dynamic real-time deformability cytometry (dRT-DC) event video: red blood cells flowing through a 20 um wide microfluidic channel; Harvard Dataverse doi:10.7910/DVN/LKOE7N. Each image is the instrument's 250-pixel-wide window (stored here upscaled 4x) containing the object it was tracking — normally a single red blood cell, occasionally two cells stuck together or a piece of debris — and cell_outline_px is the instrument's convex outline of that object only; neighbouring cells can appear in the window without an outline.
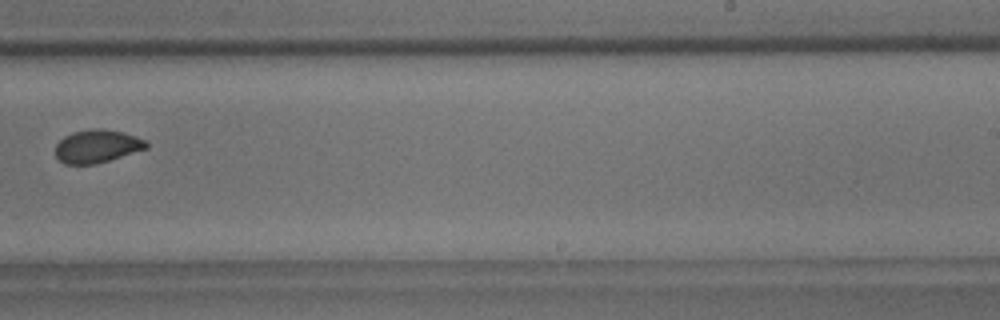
{"species": "common noctule bat (a hibernating species)", "species_latin": "Nyctalus noctula", "temperature_condition": "room temperature", "stored_images_in_passage": 11, "camera_frame_rate_fps": 3000, "um_per_image_px": 0.085, "animal": {"sex": "male", "body_mass_g": 18.8}, "frame": {"image": 1, "passage_image": 10, "time_ms": 11.0, "image_size_px": [1000, 320], "cell_outline_px": [[148, 148], [108, 160], [92, 164], [64, 164], [56, 156], [56, 144], [64, 136], [72, 132], [92, 128], [104, 128], [136, 136], [144, 140], [148, 144]], "centroid_in_image_um": [8.23, 12.41], "position_along_channel_um": 280.8, "area_um2": 17.34}}
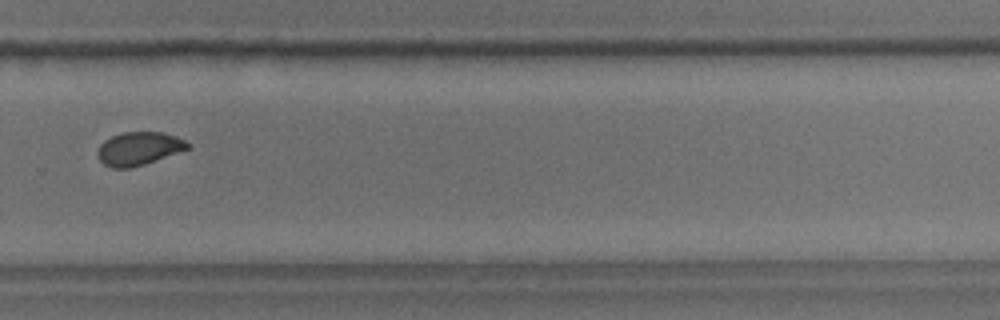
{"frame": {"image": 2, "passage_image": 11, "time_ms": 12.0, "image_size_px": [1000, 320], "cell_outline_px": [[188, 148], [144, 164], [128, 168], [112, 168], [104, 164], [100, 160], [96, 152], [100, 144], [104, 140], [112, 136], [124, 132], [164, 132], [176, 136], [184, 140], [188, 144]], "centroid_in_image_um": [11.74, 12.62], "position_along_channel_um": 318.1, "area_um2": 17.17}}